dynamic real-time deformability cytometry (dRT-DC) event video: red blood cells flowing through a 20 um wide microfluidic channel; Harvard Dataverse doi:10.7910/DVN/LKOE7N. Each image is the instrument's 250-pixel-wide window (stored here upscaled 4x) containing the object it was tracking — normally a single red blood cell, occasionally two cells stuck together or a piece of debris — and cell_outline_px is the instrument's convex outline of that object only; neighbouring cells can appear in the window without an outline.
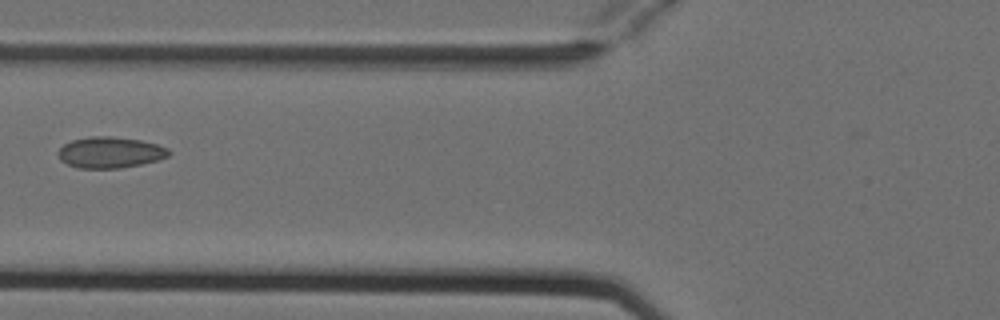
{"species": "Egyptian fruit bat (a non-hibernating species)", "species_latin": "Rousettus aegyptiacus", "temperature_condition": "cold", "stored_images_in_passage": 5, "camera_frame_rate_fps": 3000, "um_per_image_px": 0.085, "animal": {"sex": "female"}, "frame": {"image": 1, "passage_image": 4, "time_ms": 1.0, "image_size_px": [1000, 320], "cell_outline_px": [[172, 152], [168, 156], [160, 160], [120, 168], [76, 168], [60, 160], [56, 152], [64, 144], [72, 140], [88, 136], [112, 136], [140, 140], [156, 144], [168, 148]], "centroid_in_image_um": [9.35, 12.95], "position_along_channel_um": 116.4, "area_um2": 20.23}}
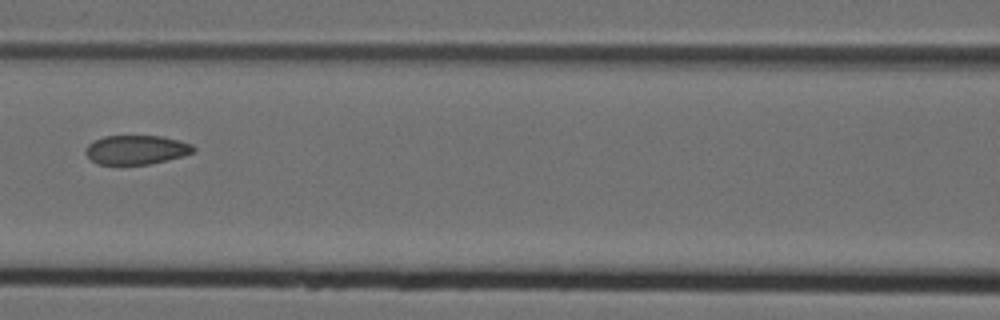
{"frame": {"image": 2, "passage_image": 5, "time_ms": 1.333, "image_size_px": [1000, 320], "cell_outline_px": [[196, 148], [192, 152], [184, 156], [168, 160], [148, 164], [96, 164], [84, 152], [84, 148], [88, 144], [104, 136], [164, 136], [180, 140], [192, 144]], "centroid_in_image_um": [11.6, 12.73], "position_along_channel_um": 155.0, "area_um2": 18.38}}